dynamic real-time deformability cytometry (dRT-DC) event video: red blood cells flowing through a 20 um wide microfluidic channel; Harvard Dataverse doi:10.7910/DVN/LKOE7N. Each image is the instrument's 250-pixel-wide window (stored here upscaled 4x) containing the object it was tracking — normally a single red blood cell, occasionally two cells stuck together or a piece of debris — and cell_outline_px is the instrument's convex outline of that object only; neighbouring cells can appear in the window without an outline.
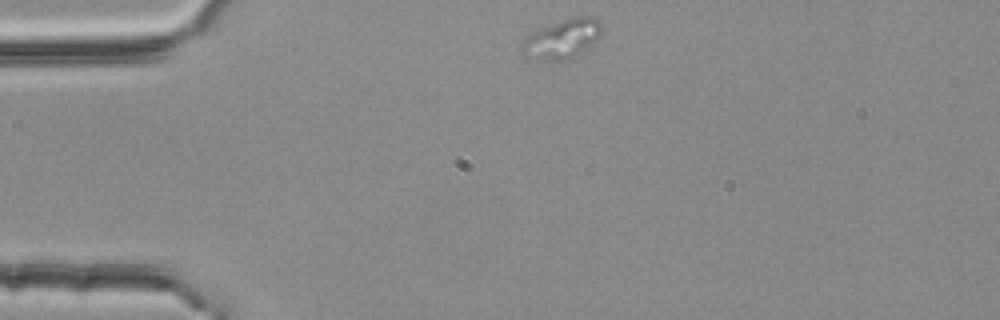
{"species": "common noctule bat (a hibernating species)", "species_latin": "Nyctalus noctula", "temperature_condition": "room temperature", "stored_images_in_passage": 1, "camera_frame_rate_fps": 3000, "um_per_image_px": 0.085, "animal": {"sex": "female", "body_mass_g": 25.1}, "frame": {"image": 1, "passage_image": 1, "time_ms": 0.0, "image_size_px": [1000, 320], "cell_outline_px": [[600, 32], [588, 48], [564, 60], [540, 60], [524, 56], [520, 52], [520, 48], [524, 40], [532, 32], [540, 28], [576, 16], [588, 16], [596, 20], [600, 24]], "centroid_in_image_um": [47.71, 3.32], "position_along_channel_um": 37.3, "area_um2": 17.63}}